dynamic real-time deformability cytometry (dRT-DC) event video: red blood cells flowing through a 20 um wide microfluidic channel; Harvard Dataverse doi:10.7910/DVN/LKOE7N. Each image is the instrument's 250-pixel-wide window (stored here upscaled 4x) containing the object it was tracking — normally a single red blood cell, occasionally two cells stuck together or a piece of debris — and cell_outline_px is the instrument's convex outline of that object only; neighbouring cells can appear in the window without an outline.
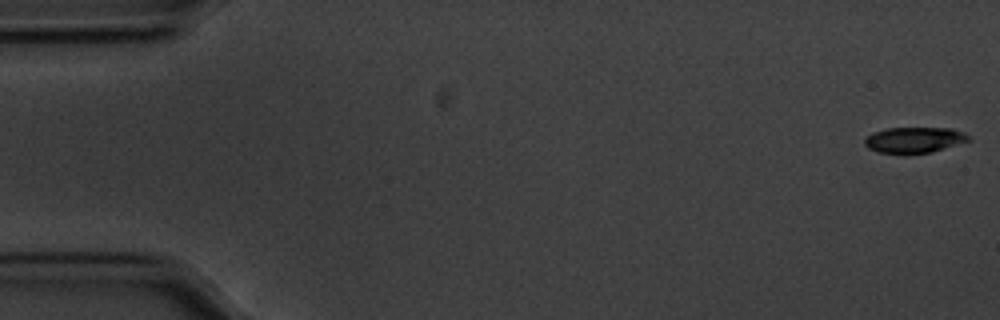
{"species": "common noctule bat (a hibernating species)", "species_latin": "Nyctalus noctula", "temperature_condition": "cold", "stored_images_in_passage": 56, "camera_frame_rate_fps": 3000, "um_per_image_px": 0.085, "animal": {"sex": "male", "body_mass_g": 20.1, "forearm_length_mm": 53.5}, "frame": {"image": 1, "passage_image": 1, "time_ms": 0.0, "image_size_px": [1000, 320], "cell_outline_px": [[972, 140], [932, 152], [904, 156], [876, 152], [868, 148], [864, 144], [864, 140], [872, 132], [888, 128], [952, 128], [964, 132]], "centroid_in_image_um": [77.69, 11.93], "position_along_channel_um": 7.3, "area_um2": 16.18}}
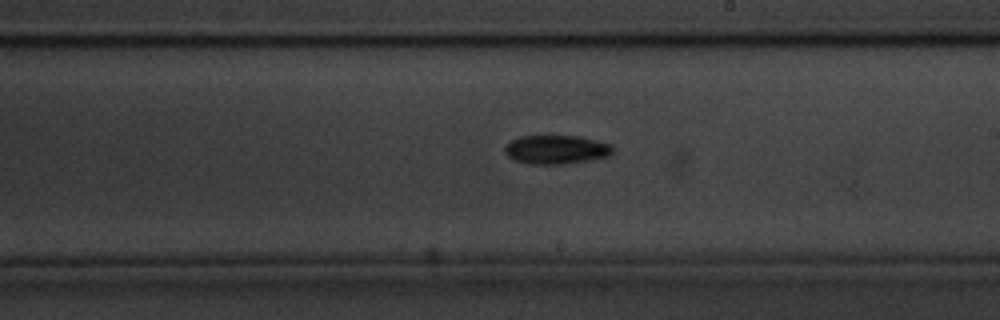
{"frame": {"image": 2, "passage_image": 32, "time_ms": 10.333, "image_size_px": [1000, 320], "cell_outline_px": [[612, 152], [608, 156], [588, 160], [564, 164], [532, 164], [516, 160], [508, 156], [504, 152], [504, 148], [512, 140], [520, 136], [580, 136], [612, 144]], "centroid_in_image_um": [47.29, 12.71], "position_along_channel_um": 241.7, "area_um2": 17.98}}
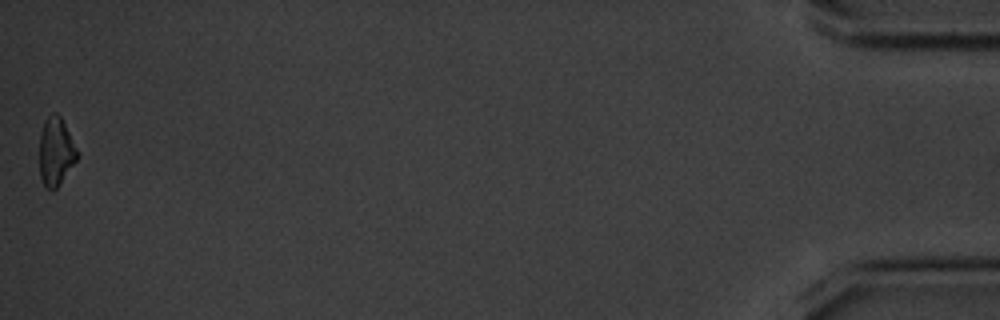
{"frame": {"image": 3, "passage_image": 56, "time_ms": 18.333, "image_size_px": [1000, 320], "cell_outline_px": [[80, 152], [76, 160], [60, 184], [52, 192], [44, 188], [40, 176], [40, 132], [44, 120], [52, 112], [56, 112], [60, 116]], "centroid_in_image_um": [4.75, 12.9], "position_along_channel_um": 430.5, "area_um2": 15.26}, "authors_computed_cell_mechanics": {"area_um2": 16.7042, "velocity_mm_per_s": 3.5675, "shape_relaxation_time_tau1_ms": 1.9018, "shape_relaxation_time_tau2_ms": null, "deformation_change_tau1": 0.1517, "deformation_change_tau2": null}}